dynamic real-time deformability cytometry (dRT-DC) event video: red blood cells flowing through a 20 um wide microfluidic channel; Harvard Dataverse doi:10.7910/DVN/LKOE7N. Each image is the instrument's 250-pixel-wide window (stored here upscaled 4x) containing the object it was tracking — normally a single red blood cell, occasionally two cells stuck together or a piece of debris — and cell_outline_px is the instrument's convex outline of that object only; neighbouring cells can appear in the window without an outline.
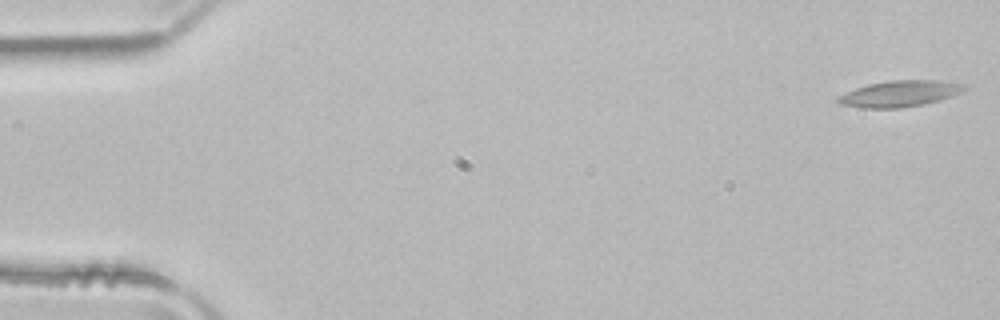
{"species": "common noctule bat (a hibernating species)", "species_latin": "Nyctalus noctula", "temperature_condition": "room temperature", "stored_images_in_passage": 14, "camera_frame_rate_fps": 3000, "um_per_image_px": 0.085, "animal": {"sex": "male", "body_mass_g": 21.5, "forearm_length_mm": 52.0}, "frame": {"image": 1, "passage_image": 1, "time_ms": 0.0, "image_size_px": [1000, 320], "cell_outline_px": [[968, 88], [952, 96], [940, 100], [924, 104], [900, 108], [864, 108], [840, 104], [836, 100], [836, 96], [856, 88], [868, 84], [892, 80], [940, 80], [956, 84]], "centroid_in_image_um": [76.42, 7.97], "position_along_channel_um": 8.6, "area_um2": 19.07}}